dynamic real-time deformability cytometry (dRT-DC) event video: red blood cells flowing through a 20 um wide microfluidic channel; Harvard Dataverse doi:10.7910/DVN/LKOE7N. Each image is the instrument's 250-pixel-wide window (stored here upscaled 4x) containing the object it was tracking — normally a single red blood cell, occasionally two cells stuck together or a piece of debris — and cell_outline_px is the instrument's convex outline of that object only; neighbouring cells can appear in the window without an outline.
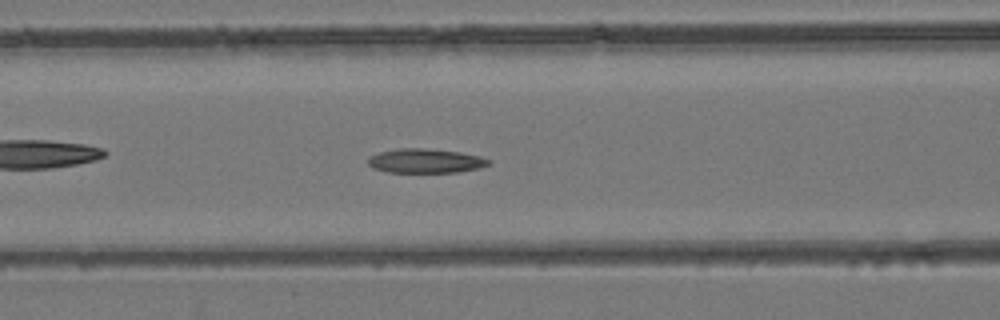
{"species": "common noctule bat (a hibernating species)", "species_latin": "Nyctalus noctula", "temperature_condition": "room temperature", "stored_images_in_passage": 48, "camera_frame_rate_fps": 3000, "um_per_image_px": 0.085, "animal": {"sex": "female", "body_mass_g": 24.6, "forearm_length_mm": 56.2}, "frame": {"image": 1, "passage_image": 20, "time_ms": 6.333, "image_size_px": [1000, 320], "cell_outline_px": [[492, 160], [488, 164], [480, 168], [456, 172], [388, 172], [372, 168], [368, 164], [368, 156], [380, 152], [400, 148], [424, 148], [460, 152], [480, 156]], "centroid_in_image_um": [36.15, 13.67], "position_along_channel_um": 130.4, "area_um2": 17.05}}
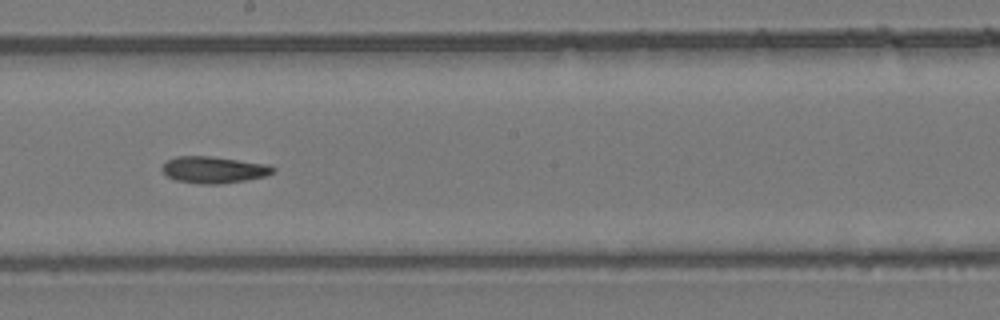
{"frame": {"image": 2, "passage_image": 27, "time_ms": 8.667, "image_size_px": [1000, 320], "cell_outline_px": [[276, 168], [272, 172], [264, 176], [244, 180], [220, 184], [200, 184], [176, 180], [168, 176], [160, 168], [168, 160], [176, 156], [208, 156], [268, 164]], "centroid_in_image_um": [18.14, 14.43], "position_along_channel_um": 230.1, "area_um2": 16.99}}
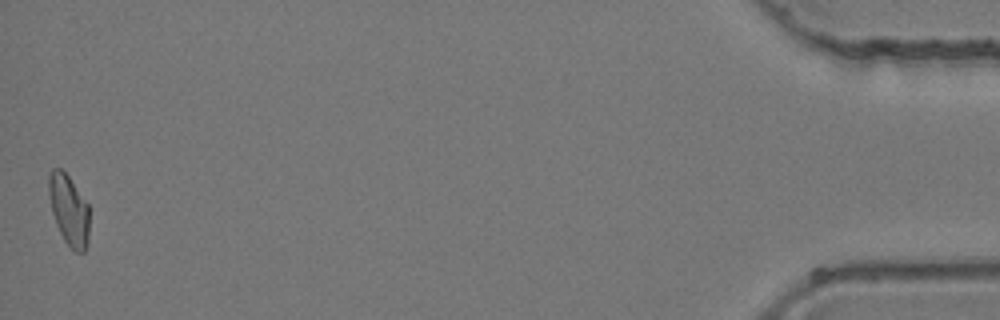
{"frame": {"image": 3, "passage_image": 48, "time_ms": 15.667, "image_size_px": [1000, 320], "cell_outline_px": [[88, 244], [84, 252], [76, 252], [64, 240], [56, 224], [52, 212], [48, 192], [48, 176], [52, 168], [60, 168], [68, 176], [88, 204]], "centroid_in_image_um": [5.84, 17.84], "position_along_channel_um": 429.4, "area_um2": 16.53}}